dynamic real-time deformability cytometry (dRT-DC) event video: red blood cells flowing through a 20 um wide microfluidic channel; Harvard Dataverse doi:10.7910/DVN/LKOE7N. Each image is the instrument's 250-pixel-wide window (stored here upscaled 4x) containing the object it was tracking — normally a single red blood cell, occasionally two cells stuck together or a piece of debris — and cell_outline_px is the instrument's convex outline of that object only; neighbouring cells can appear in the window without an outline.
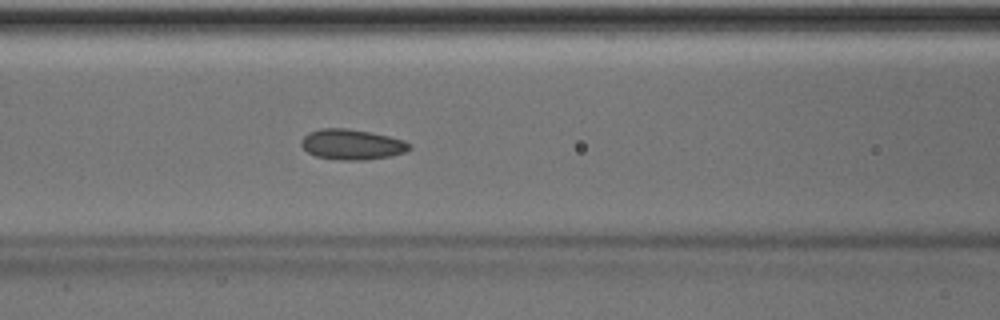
{"species": "Egyptian fruit bat (a non-hibernating species)", "species_latin": "Rousettus aegyptiacus", "temperature_condition": "room temperature", "stored_images_in_passage": 51, "camera_frame_rate_fps": 3000, "um_per_image_px": 0.085, "animal": {"sex": "male"}, "frame": {"image": 1, "passage_image": 22, "time_ms": 7.0, "image_size_px": [1000, 320], "cell_outline_px": [[412, 148], [404, 152], [388, 156], [364, 160], [340, 160], [316, 156], [308, 152], [300, 144], [300, 140], [308, 132], [320, 128], [348, 128], [388, 136], [404, 140], [412, 144]], "centroid_in_image_um": [29.89, 12.27], "position_along_channel_um": 136.7, "area_um2": 19.13}, "authors_computed_cell_mechanics": {"area_um2": 18.7272, "velocity_mm_per_s": 4.0093, "shape_relaxation_time_tau1_ms": 6.3579, "shape_relaxation_time_tau2_ms": 2.4421, "deformation_change_tau1": 0.1111, "deformation_change_tau2": 0.0687}}